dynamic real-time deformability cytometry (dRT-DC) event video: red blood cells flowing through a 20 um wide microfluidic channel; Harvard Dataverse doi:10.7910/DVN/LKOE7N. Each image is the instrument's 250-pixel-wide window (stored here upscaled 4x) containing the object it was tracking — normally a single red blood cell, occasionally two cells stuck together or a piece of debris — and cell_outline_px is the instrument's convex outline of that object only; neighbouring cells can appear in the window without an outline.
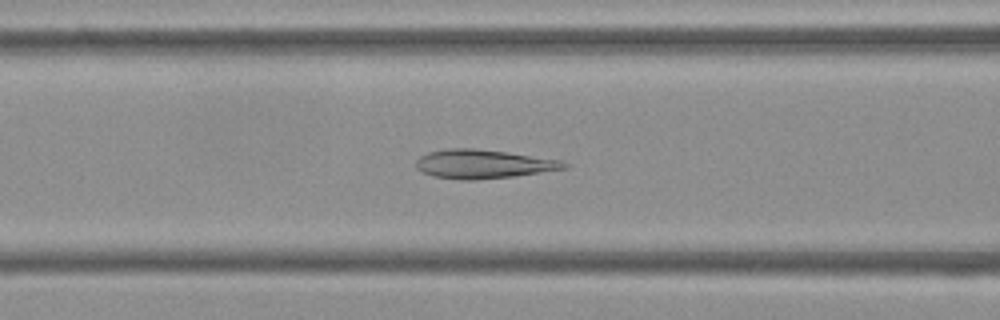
{"species": "Egyptian fruit bat (a non-hibernating species)", "species_latin": "Rousettus aegyptiacus", "temperature_condition": "cold", "stored_images_in_passage": 47, "camera_frame_rate_fps": 3000, "um_per_image_px": 0.085, "frame": {"image": 1, "passage_image": 20, "time_ms": 6.333, "image_size_px": [1000, 320], "cell_outline_px": [[568, 168], [516, 176], [476, 180], [460, 180], [432, 176], [420, 172], [416, 168], [416, 160], [420, 156], [428, 152], [448, 148], [476, 148], [560, 160], [568, 164]], "centroid_in_image_um": [41.02, 13.95], "position_along_channel_um": 125.6, "area_um2": 24.97}}
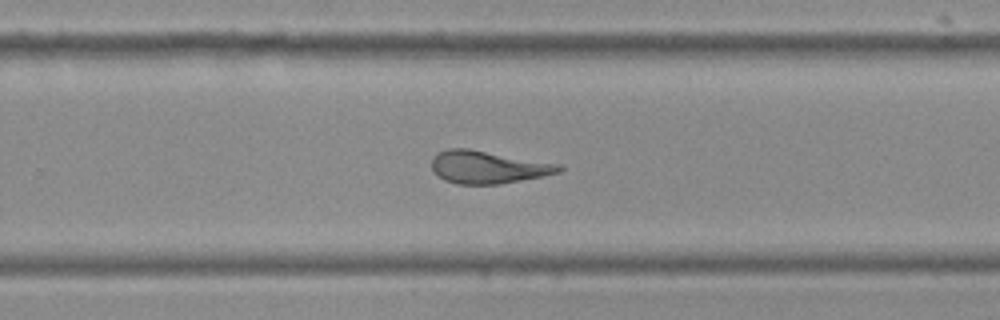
{"frame": {"image": 2, "passage_image": 33, "time_ms": 10.667, "image_size_px": [1000, 320], "cell_outline_px": [[564, 168], [560, 172], [500, 184], [456, 184], [444, 180], [436, 176], [432, 172], [432, 156], [436, 152], [448, 148], [468, 148], [560, 164]], "centroid_in_image_um": [41.4, 14.2], "position_along_channel_um": 288.4, "area_um2": 24.33}}
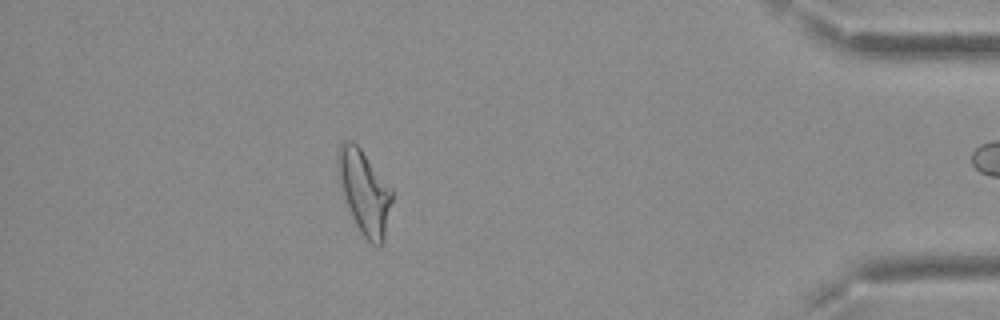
{"frame": {"image": 3, "passage_image": 46, "time_ms": 15.0, "image_size_px": [1000, 320], "cell_outline_px": [[392, 200], [384, 244], [372, 244], [360, 232], [352, 216], [340, 188], [336, 164], [336, 156], [340, 144], [344, 140], [352, 140], [360, 148], [392, 188]], "centroid_in_image_um": [30.96, 16.3], "position_along_channel_um": 404.2, "area_um2": 26.47}}